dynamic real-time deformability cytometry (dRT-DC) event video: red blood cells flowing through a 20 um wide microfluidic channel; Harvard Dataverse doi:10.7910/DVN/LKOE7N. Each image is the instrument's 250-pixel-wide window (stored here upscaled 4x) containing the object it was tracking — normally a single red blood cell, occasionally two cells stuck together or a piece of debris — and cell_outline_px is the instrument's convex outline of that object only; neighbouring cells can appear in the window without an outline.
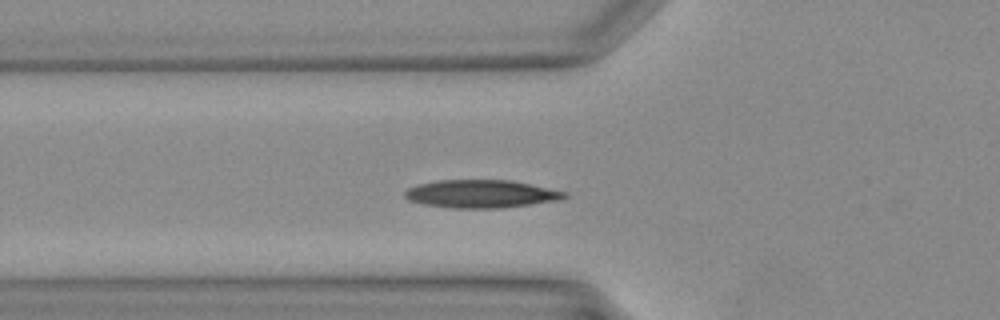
{"species": "Egyptian fruit bat (a non-hibernating species)", "species_latin": "Rousettus aegyptiacus", "temperature_condition": "warm", "stored_images_in_passage": 36, "camera_frame_rate_fps": 3000, "um_per_image_px": 0.085, "animal": {"sex": "female"}, "frame": {"image": 1, "passage_image": 10, "time_ms": 3.0, "image_size_px": [1000, 320], "cell_outline_px": [[568, 196], [560, 200], [504, 208], [452, 208], [424, 204], [408, 200], [404, 196], [404, 192], [408, 188], [416, 184], [436, 180], [512, 180], [568, 192]], "centroid_in_image_um": [40.9, 16.48], "position_along_channel_um": 84.9, "area_um2": 26.24}}
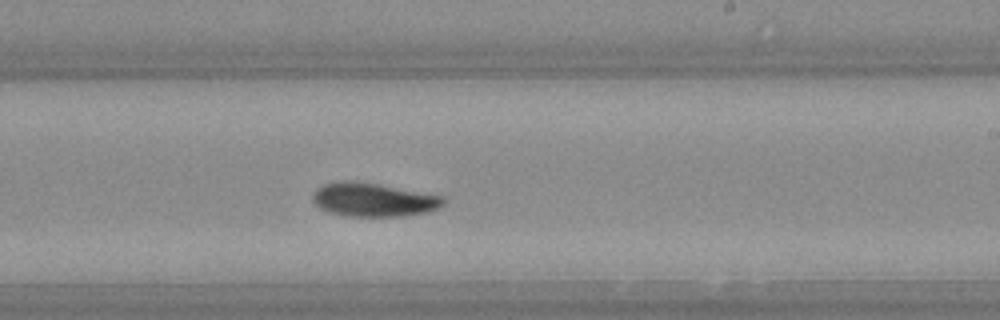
{"frame": {"image": 2, "passage_image": 20, "time_ms": 6.333, "image_size_px": [1000, 320], "cell_outline_px": [[444, 204], [428, 212], [404, 216], [348, 216], [328, 212], [320, 208], [312, 200], [312, 192], [316, 188], [324, 184], [340, 180], [356, 180], [380, 184], [444, 196]], "centroid_in_image_um": [31.71, 16.96], "position_along_channel_um": 257.3, "area_um2": 25.89}}
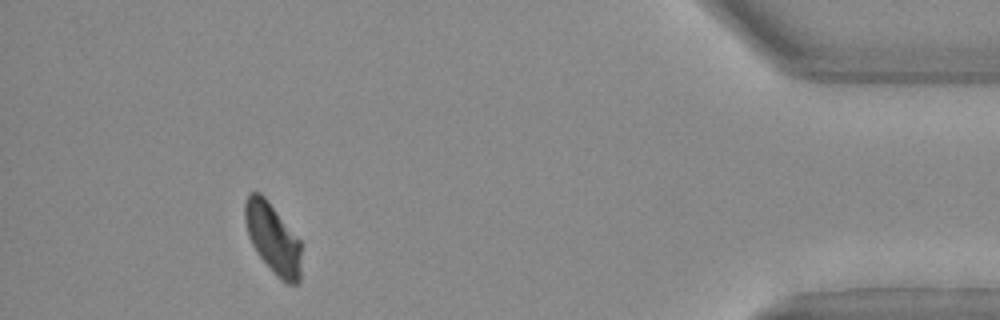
{"frame": {"image": 3, "passage_image": 32, "time_ms": 10.333, "image_size_px": [1000, 320], "cell_outline_px": [[300, 280], [296, 284], [288, 284], [280, 280], [256, 252], [248, 236], [244, 220], [244, 204], [248, 192], [260, 192], [264, 196], [300, 240]], "centroid_in_image_um": [23.16, 20.25], "position_along_channel_um": 412.0, "area_um2": 23.0}}